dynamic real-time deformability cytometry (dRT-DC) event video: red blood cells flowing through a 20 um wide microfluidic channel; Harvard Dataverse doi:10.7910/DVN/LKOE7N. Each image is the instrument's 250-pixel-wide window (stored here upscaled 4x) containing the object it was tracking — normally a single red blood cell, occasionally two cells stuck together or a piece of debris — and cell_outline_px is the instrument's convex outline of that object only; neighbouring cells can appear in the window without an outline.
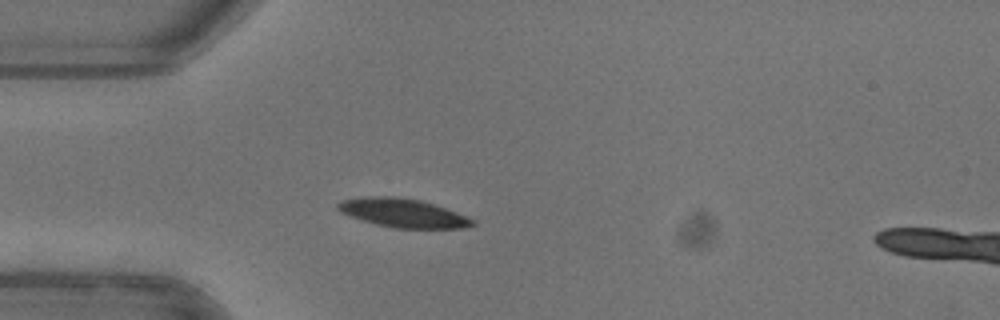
{"species": "common noctule bat (a hibernating species)", "species_latin": "Nyctalus noctula", "temperature_condition": "warm", "stored_images_in_passage": 40, "camera_frame_rate_fps": 3000, "um_per_image_px": 0.085, "animal": {"sex": "female"}, "frame": {"image": 1, "passage_image": 1, "time_ms": 0.0, "image_size_px": [1000, 320], "cell_outline_px": [[476, 224], [464, 228], [396, 228], [376, 224], [340, 212], [336, 208], [336, 204], [340, 200], [364, 196], [396, 196], [420, 200], [456, 212], [476, 220]], "centroid_in_image_um": [34.23, 18.09], "position_along_channel_um": 50.8, "area_um2": 22.43}, "authors_computed_cell_mechanics": {"area_um2": 23.12, "velocity_mm_per_s": 3.9373, "shape_relaxation_time_tau1_ms": 3.3354, "shape_relaxation_time_tau2_ms": null, "deformation_change_tau1": 0.1383, "deformation_change_tau2": null}}